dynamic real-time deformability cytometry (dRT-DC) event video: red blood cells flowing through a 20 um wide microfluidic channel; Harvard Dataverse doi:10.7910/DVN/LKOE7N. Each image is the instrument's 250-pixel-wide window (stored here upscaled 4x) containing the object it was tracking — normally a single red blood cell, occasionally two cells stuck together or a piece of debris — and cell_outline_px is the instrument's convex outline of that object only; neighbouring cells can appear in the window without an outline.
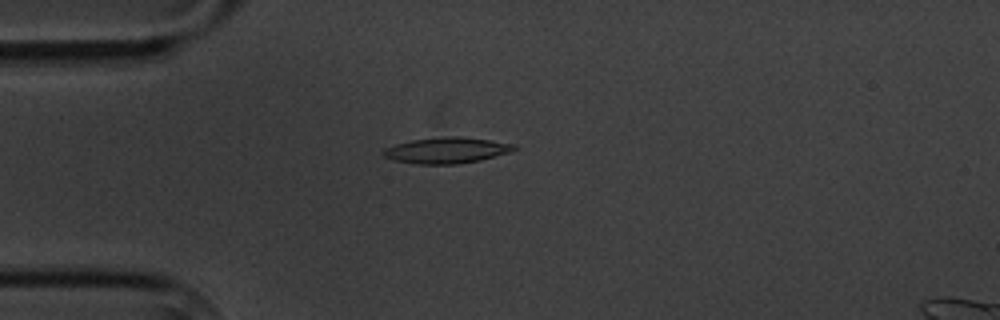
{"species": "common noctule bat (a hibernating species)", "species_latin": "Nyctalus noctula", "temperature_condition": "cold", "stored_images_in_passage": 6, "camera_frame_rate_fps": 3000, "um_per_image_px": 0.085, "animal": {"sex": "male", "body_mass_g": 20.1, "forearm_length_mm": 53.5}, "frame": {"image": 1, "passage_image": 5, "time_ms": 4.667, "image_size_px": [1000, 320], "cell_outline_px": [[520, 148], [512, 152], [480, 160], [456, 164], [416, 164], [392, 160], [384, 156], [380, 152], [384, 148], [396, 144], [412, 140], [444, 136], [460, 136], [516, 144]], "centroid_in_image_um": [37.98, 12.78], "position_along_channel_um": 47.0, "area_um2": 20.0}}